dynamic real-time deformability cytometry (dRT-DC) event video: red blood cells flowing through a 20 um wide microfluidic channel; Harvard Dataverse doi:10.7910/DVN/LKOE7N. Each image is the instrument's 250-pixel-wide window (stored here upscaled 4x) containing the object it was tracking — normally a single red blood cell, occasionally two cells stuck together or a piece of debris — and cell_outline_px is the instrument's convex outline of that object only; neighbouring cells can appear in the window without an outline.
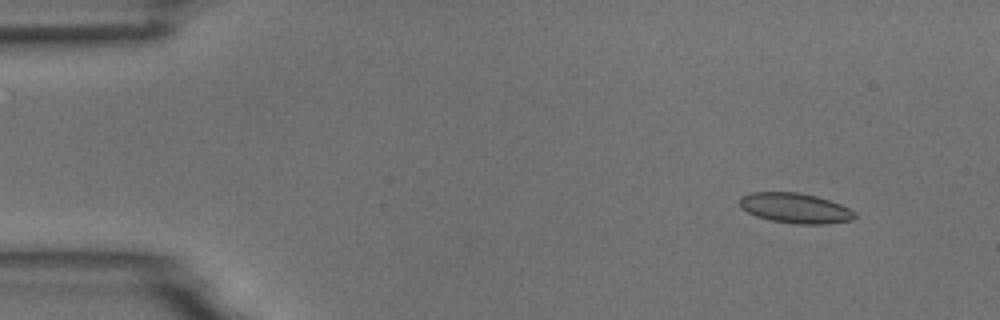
{"species": "common noctule bat (a hibernating species)", "species_latin": "Nyctalus noctula", "temperature_condition": "room temperature", "stored_images_in_passage": 5, "camera_frame_rate_fps": 3000, "um_per_image_px": 0.085, "animal": {"sex": "male", "body_mass_g": 18.8}, "frame": {"image": 1, "passage_image": 2, "time_ms": 1.0, "image_size_px": [1000, 320], "cell_outline_px": [[856, 216], [852, 220], [828, 224], [796, 224], [768, 220], [756, 216], [740, 208], [740, 196], [752, 192], [796, 192], [816, 196], [840, 204], [856, 212]], "centroid_in_image_um": [67.58, 17.7], "position_along_channel_um": 17.4, "area_um2": 20.29}}
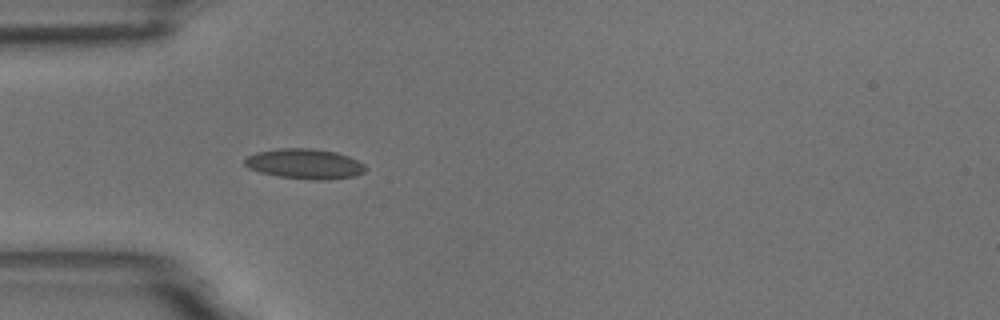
{"frame": {"image": 2, "passage_image": 5, "time_ms": 4.667, "image_size_px": [1000, 320], "cell_outline_px": [[368, 168], [364, 172], [356, 176], [328, 180], [312, 180], [280, 176], [260, 172], [248, 168], [244, 164], [244, 160], [248, 156], [256, 152], [280, 148], [312, 148], [336, 152], [348, 156], [364, 164]], "centroid_in_image_um": [25.92, 13.93], "position_along_channel_um": 59.1, "area_um2": 21.27}}